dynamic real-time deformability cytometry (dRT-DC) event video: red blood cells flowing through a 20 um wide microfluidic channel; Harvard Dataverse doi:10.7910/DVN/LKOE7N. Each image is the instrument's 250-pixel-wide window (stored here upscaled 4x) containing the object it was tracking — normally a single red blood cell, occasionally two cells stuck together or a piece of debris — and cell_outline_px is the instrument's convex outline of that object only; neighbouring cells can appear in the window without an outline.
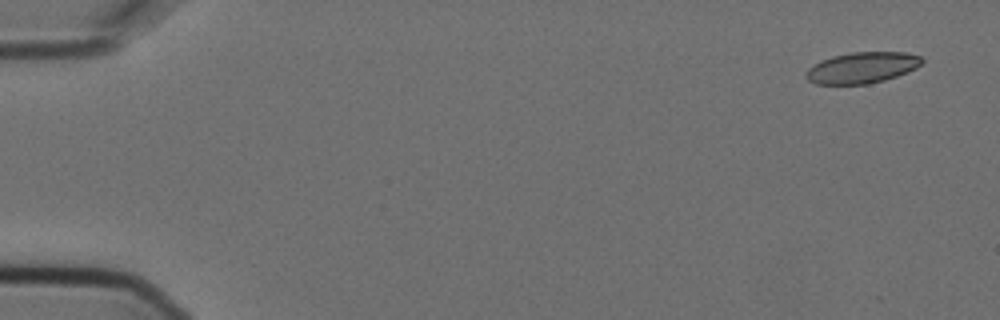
{"species": "Egyptian fruit bat (a non-hibernating species)", "species_latin": "Rousettus aegyptiacus", "temperature_condition": "cold", "stored_images_in_passage": 3, "camera_frame_rate_fps": 3000, "um_per_image_px": 0.085, "animal": {"sex": "female"}, "frame": {"image": 1, "passage_image": 1, "time_ms": 0.0, "image_size_px": [1000, 320], "cell_outline_px": [[924, 60], [916, 68], [908, 72], [884, 80], [868, 84], [816, 84], [808, 80], [804, 76], [808, 68], [820, 60], [832, 56], [852, 52], [904, 52], [920, 56]], "centroid_in_image_um": [73.25, 5.75], "position_along_channel_um": 11.7, "area_um2": 21.04}}